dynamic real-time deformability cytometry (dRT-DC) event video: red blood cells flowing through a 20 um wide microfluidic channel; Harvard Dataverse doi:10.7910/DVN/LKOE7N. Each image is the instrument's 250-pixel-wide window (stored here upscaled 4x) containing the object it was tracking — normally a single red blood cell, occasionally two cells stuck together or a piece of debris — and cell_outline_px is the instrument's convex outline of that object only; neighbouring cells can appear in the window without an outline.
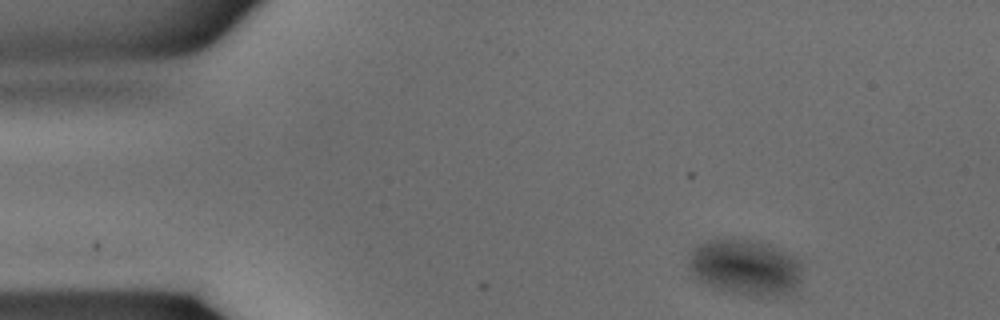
{"species": "common noctule bat (a hibernating species)", "species_latin": "Nyctalus noctula", "temperature_condition": "warm", "stored_images_in_passage": 16, "camera_frame_rate_fps": 3000, "um_per_image_px": 0.085, "animal": {"sex": "male", "body_mass_g": 15.6}, "frame": {"image": 1, "passage_image": 1, "time_ms": 0.0, "image_size_px": [1000, 320], "cell_outline_px": [[800, 280], [792, 288], [776, 296], [760, 296], [732, 292], [712, 288], [696, 280], [692, 276], [692, 248], [696, 244], [712, 236], [724, 236], [756, 240], [768, 244], [792, 256], [800, 264]], "centroid_in_image_um": [63.24, 22.65], "position_along_channel_um": 21.8, "area_um2": 36.93}}
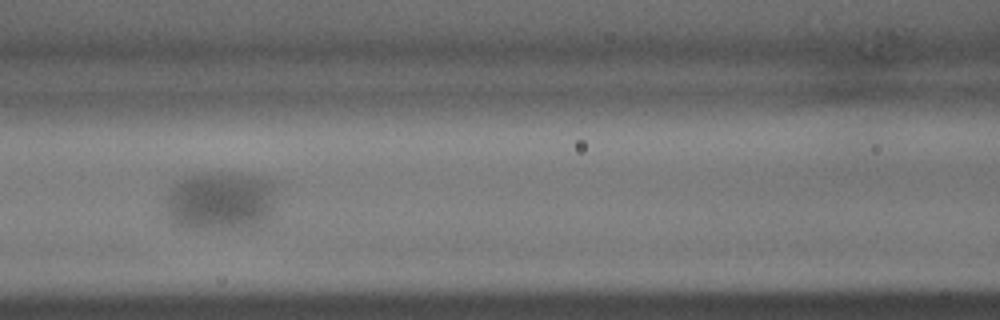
{"frame": {"image": 2, "passage_image": 12, "time_ms": 3.667, "image_size_px": [1000, 320], "cell_outline_px": [[268, 212], [264, 232], [188, 232], [172, 228], [168, 220], [168, 200], [176, 184], [192, 176], [232, 176], [260, 180], [264, 184], [268, 192]], "centroid_in_image_um": [18.6, 17.42], "position_along_channel_um": 148.0, "area_um2": 37.4}}